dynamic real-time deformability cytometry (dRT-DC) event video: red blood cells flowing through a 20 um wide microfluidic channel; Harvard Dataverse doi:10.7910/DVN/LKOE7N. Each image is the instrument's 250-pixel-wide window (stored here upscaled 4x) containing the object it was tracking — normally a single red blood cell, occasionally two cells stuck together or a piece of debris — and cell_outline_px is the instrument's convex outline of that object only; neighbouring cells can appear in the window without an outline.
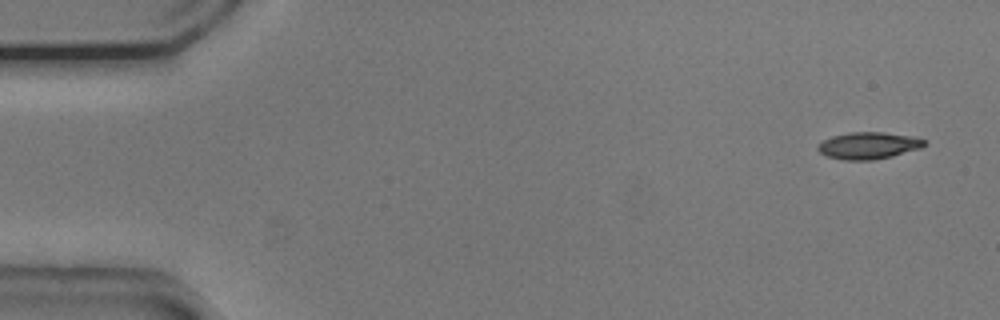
{"species": "common noctule bat (a hibernating species)", "species_latin": "Nyctalus noctula", "temperature_condition": "cold", "stored_images_in_passage": 35, "camera_frame_rate_fps": 3000, "um_per_image_px": 0.085, "animal": {"sex": "male", "body_mass_g": 20.5, "forearm_length_mm": 52.5}, "frame": {"image": 1, "passage_image": 1, "time_ms": 0.0, "image_size_px": [1000, 320], "cell_outline_px": [[928, 144], [920, 148], [892, 156], [872, 160], [844, 160], [828, 156], [820, 152], [816, 148], [824, 140], [832, 136], [848, 132], [884, 132], [916, 136], [928, 140]], "centroid_in_image_um": [73.89, 12.36], "position_along_channel_um": 11.1, "area_um2": 16.82}}
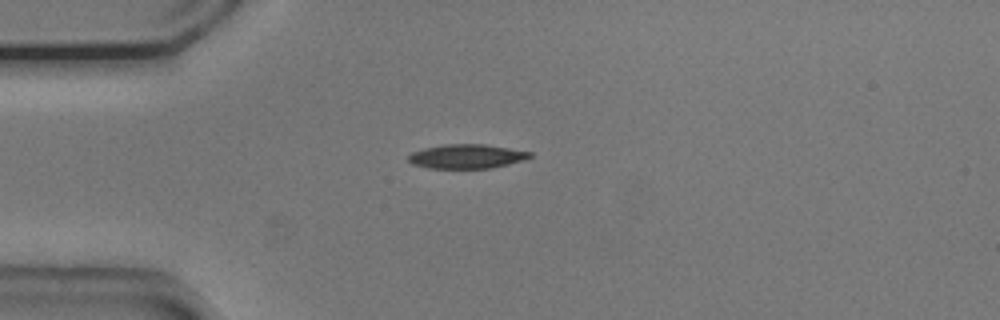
{"frame": {"image": 2, "passage_image": 12, "time_ms": 3.667, "image_size_px": [1000, 320], "cell_outline_px": [[532, 156], [524, 160], [492, 168], [428, 168], [412, 164], [408, 160], [408, 156], [412, 152], [424, 148], [444, 144], [484, 144], [532, 152]], "centroid_in_image_um": [39.66, 13.29], "position_along_channel_um": 45.3, "area_um2": 17.11}}
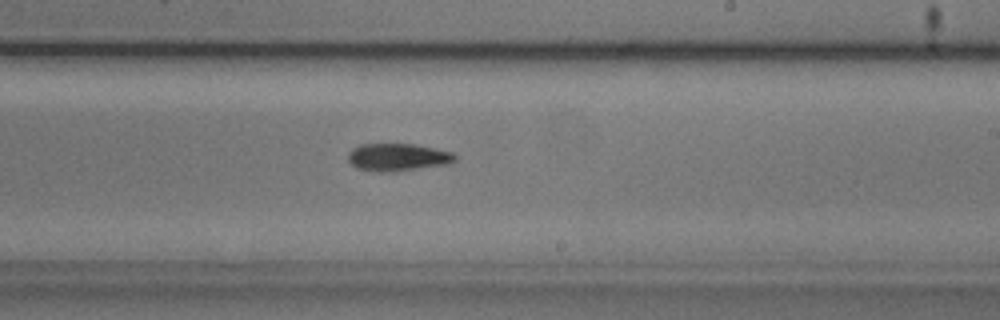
{"frame": {"image": 3, "passage_image": 30, "time_ms": 9.667, "image_size_px": [1000, 320], "cell_outline_px": [[456, 160], [448, 164], [388, 172], [380, 172], [356, 168], [348, 160], [348, 152], [352, 148], [360, 144], [416, 144], [452, 152], [456, 156]], "centroid_in_image_um": [33.78, 13.35], "position_along_channel_um": 255.2, "area_um2": 17.11}, "authors_computed_cell_mechanics": {"area_um2": 17.5134, "velocity_mm_per_s": 3.7701, "shape_relaxation_time_tau1_ms": 3.0513, "shape_relaxation_time_tau2_ms": null, "deformation_change_tau1": 0.1062, "deformation_change_tau2": null}}